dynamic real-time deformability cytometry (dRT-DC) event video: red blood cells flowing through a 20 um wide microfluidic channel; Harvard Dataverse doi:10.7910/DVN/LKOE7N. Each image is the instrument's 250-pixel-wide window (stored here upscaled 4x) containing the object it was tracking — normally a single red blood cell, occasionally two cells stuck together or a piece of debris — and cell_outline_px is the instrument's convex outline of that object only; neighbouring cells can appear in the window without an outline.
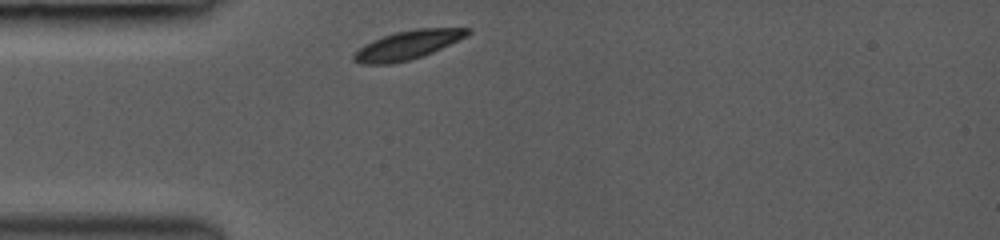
{"species": "common noctule bat (a hibernating species)", "species_latin": "Nyctalus noctula", "temperature_condition": "room temperature", "stored_images_in_passage": 24, "camera_frame_rate_fps": 3000, "um_per_image_px": 0.085, "animal": {"sex": "female", "body_mass_g": 19.0, "forearm_length_mm": 53.3}, "frame": {"image": 1, "passage_image": 1, "time_ms": 0.0, "image_size_px": [1000, 240], "cell_outline_px": [[472, 32], [432, 52], [408, 60], [392, 64], [360, 64], [352, 60], [352, 56], [364, 44], [372, 40], [396, 32], [416, 28], [472, 28]], "centroid_in_image_um": [34.59, 3.82], "position_along_channel_um": 50.4, "area_um2": 18.73}}
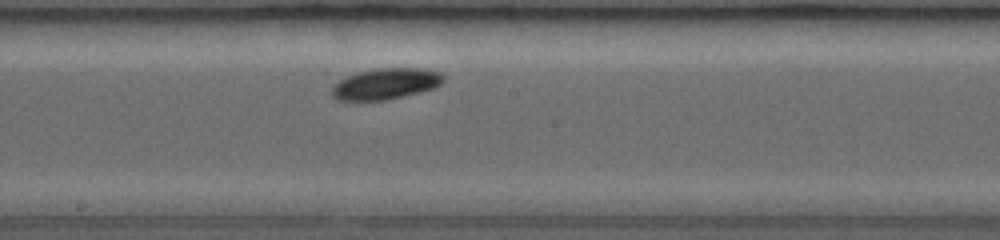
{"frame": {"image": 2, "passage_image": 10, "time_ms": 4.333, "image_size_px": [1000, 240], "cell_outline_px": [[444, 80], [436, 88], [420, 92], [384, 100], [340, 100], [332, 96], [332, 84], [348, 76], [360, 72], [376, 68], [420, 68], [440, 72], [444, 76]], "centroid_in_image_um": [32.8, 7.12], "position_along_channel_um": 215.4, "area_um2": 20.06}}
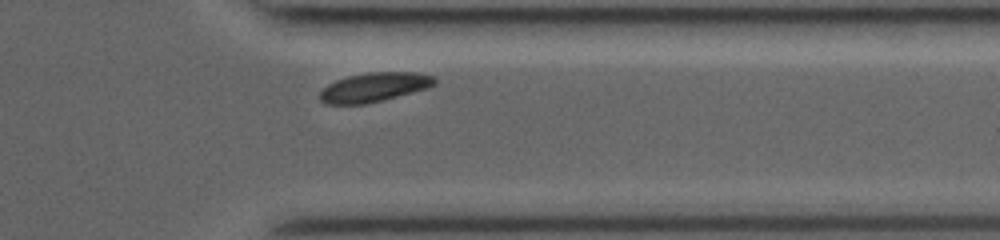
{"frame": {"image": 3, "passage_image": 21, "time_ms": 8.333, "image_size_px": [1000, 240], "cell_outline_px": [[436, 84], [428, 88], [384, 100], [364, 104], [324, 104], [320, 100], [320, 92], [328, 84], [336, 80], [348, 76], [368, 72], [416, 72], [432, 76], [436, 80]], "centroid_in_image_um": [31.81, 7.41], "position_along_channel_um": 379.6, "area_um2": 19.54}, "authors_computed_cell_mechanics": {"area_um2": 19.6231, "velocity_mm_per_s": 4.0792, "shape_relaxation_time_tau1_ms": 0.5805, "shape_relaxation_time_tau2_ms": null, "deformation_change_tau1": 0.0867, "deformation_change_tau2": null}}